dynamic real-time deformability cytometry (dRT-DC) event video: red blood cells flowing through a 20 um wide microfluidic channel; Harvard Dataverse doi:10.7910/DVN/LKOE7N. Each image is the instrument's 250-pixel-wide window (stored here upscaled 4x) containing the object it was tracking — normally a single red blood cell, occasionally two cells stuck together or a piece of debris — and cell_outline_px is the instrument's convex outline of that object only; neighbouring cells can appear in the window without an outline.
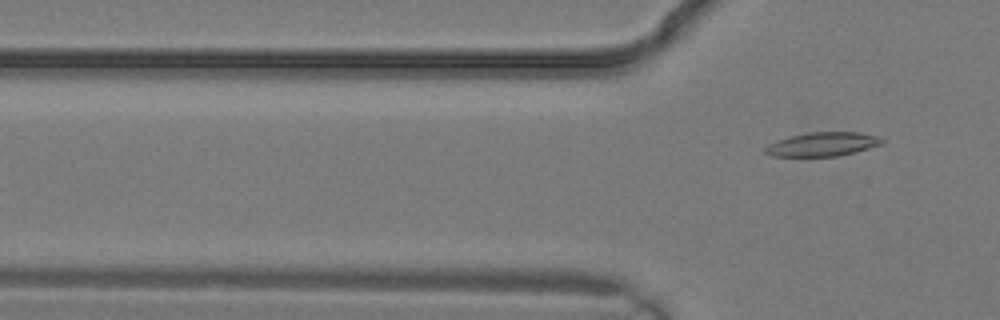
{"species": "common noctule bat (a hibernating species)", "species_latin": "Nyctalus noctula", "temperature_condition": "warm", "stored_images_in_passage": 4, "camera_frame_rate_fps": 3000, "um_per_image_px": 0.085, "animal": {"sex": "male", "body_mass_g": 19.2, "forearm_length_mm": 51.8}, "frame": {"image": 1, "passage_image": 4, "time_ms": 1.0, "image_size_px": [1000, 320], "cell_outline_px": [[884, 144], [836, 156], [772, 156], [764, 152], [764, 148], [768, 144], [792, 136], [808, 132], [856, 132], [876, 136], [884, 140]], "centroid_in_image_um": [69.91, 12.26], "position_along_channel_um": 55.9, "area_um2": 15.95}}